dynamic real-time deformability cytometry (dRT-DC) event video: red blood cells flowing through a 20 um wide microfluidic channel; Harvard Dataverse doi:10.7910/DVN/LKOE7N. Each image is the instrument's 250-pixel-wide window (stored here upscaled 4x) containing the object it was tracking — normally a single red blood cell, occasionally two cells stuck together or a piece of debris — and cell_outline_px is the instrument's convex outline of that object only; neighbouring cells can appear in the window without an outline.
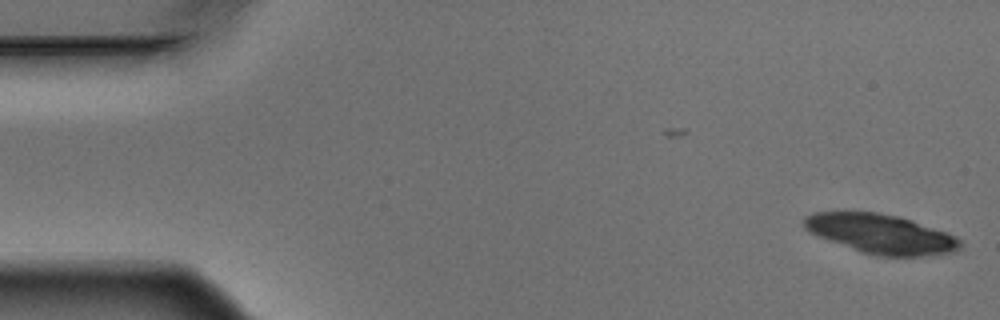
{"species": "Egyptian fruit bat (a non-hibernating species)", "species_latin": "Rousettus aegyptiacus", "temperature_condition": "warm", "stored_images_in_passage": 2, "camera_frame_rate_fps": 3000, "um_per_image_px": 0.085, "animal": {"sex": "male"}, "frame": {"image": 1, "passage_image": 2, "time_ms": 0.333, "image_size_px": [1000, 320], "cell_outline_px": [[964, 248], [956, 252], [920, 256], [876, 256], [860, 252], [820, 236], [804, 228], [804, 216], [812, 212], [876, 212], [900, 216], [912, 220], [956, 236], [964, 244]], "centroid_in_image_um": [74.94, 19.89], "position_along_channel_um": 10.1, "area_um2": 35.84}}